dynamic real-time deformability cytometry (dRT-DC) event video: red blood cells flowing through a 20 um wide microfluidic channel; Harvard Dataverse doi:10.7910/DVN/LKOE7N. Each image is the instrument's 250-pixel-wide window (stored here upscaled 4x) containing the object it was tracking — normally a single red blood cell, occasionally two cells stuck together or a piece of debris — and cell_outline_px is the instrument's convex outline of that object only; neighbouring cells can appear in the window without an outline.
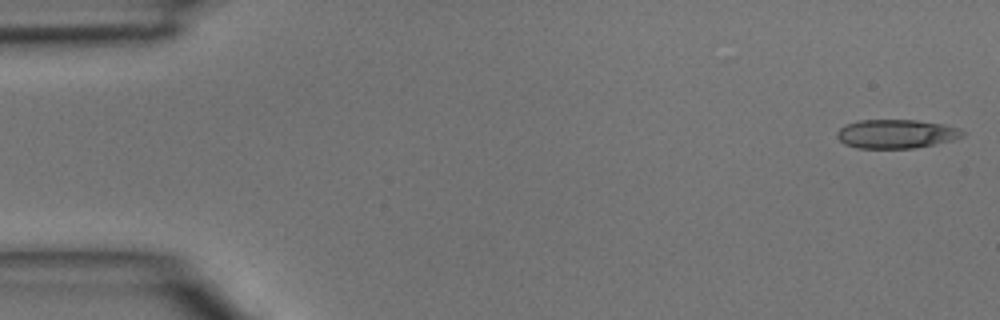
{"species": "common noctule bat (a hibernating species)", "species_latin": "Nyctalus noctula", "temperature_condition": "room temperature", "stored_images_in_passage": 19, "camera_frame_rate_fps": 3000, "um_per_image_px": 0.085, "animal": {"sex": "male", "body_mass_g": 15.6}, "frame": {"image": 1, "passage_image": 1, "time_ms": 0.0, "image_size_px": [1000, 320], "cell_outline_px": [[964, 136], [952, 140], [916, 148], [856, 148], [844, 144], [836, 136], [836, 132], [844, 124], [860, 120], [916, 120], [944, 124], [960, 128], [964, 132]], "centroid_in_image_um": [76.16, 11.38], "position_along_channel_um": 8.8, "area_um2": 21.27}}
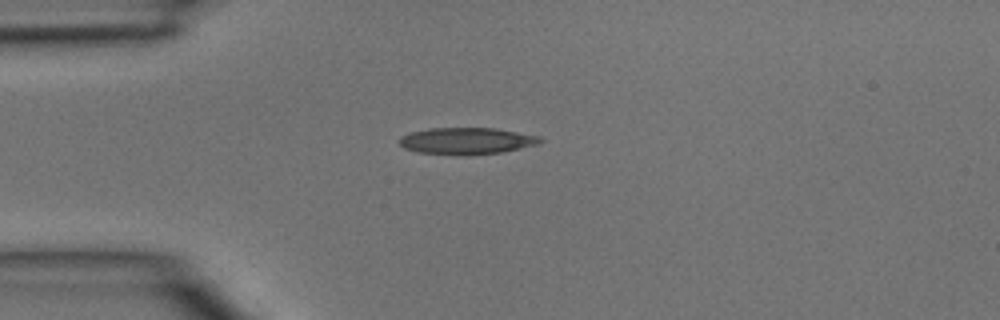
{"frame": {"image": 2, "passage_image": 11, "time_ms": 3.333, "image_size_px": [1000, 320], "cell_outline_px": [[544, 140], [540, 144], [500, 152], [464, 156], [416, 152], [404, 148], [400, 144], [400, 136], [412, 132], [428, 128], [496, 128], [540, 136]], "centroid_in_image_um": [39.68, 11.98], "position_along_channel_um": 45.3, "area_um2": 22.08}}
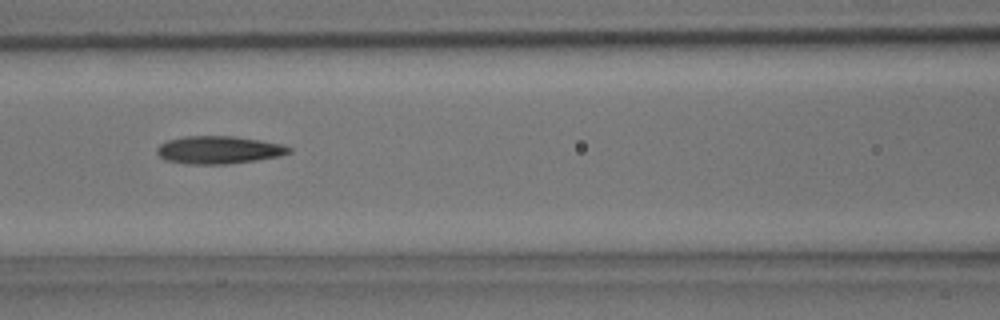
{"frame": {"image": 3, "passage_image": 19, "time_ms": 6.0, "image_size_px": [1000, 320], "cell_outline_px": [[292, 152], [280, 156], [256, 160], [228, 164], [184, 164], [164, 160], [156, 152], [156, 148], [160, 144], [168, 140], [184, 136], [232, 136], [260, 140], [284, 144], [292, 148]], "centroid_in_image_um": [18.6, 12.74], "position_along_channel_um": 148.0, "area_um2": 21.56}}